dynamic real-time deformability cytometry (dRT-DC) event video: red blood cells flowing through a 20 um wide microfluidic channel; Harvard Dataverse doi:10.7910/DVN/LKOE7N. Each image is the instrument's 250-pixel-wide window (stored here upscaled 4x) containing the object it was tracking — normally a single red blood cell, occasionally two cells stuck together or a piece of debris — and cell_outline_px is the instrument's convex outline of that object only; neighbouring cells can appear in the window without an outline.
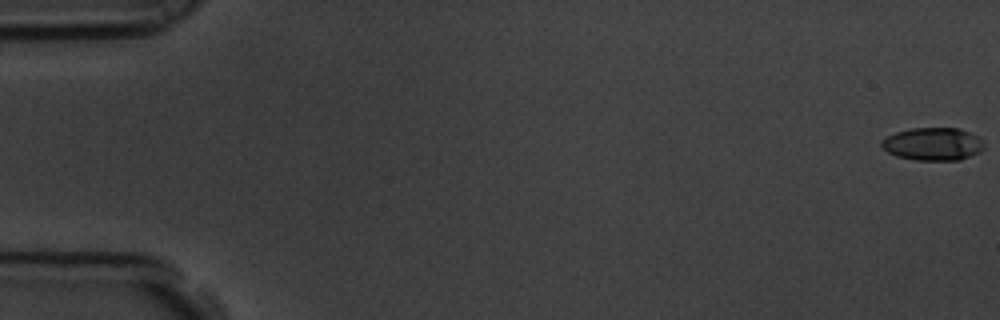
{"species": "common noctule bat (a hibernating species)", "species_latin": "Nyctalus noctula", "temperature_condition": "room temperature", "stored_images_in_passage": 59, "camera_frame_rate_fps": 3000, "um_per_image_px": 0.085, "animal": {"sex": "male", "body_mass_g": 19.5, "forearm_length_mm": 54.6}, "frame": {"image": 1, "passage_image": 1, "time_ms": 0.0, "image_size_px": [1000, 320], "cell_outline_px": [[984, 148], [980, 152], [960, 160], [916, 160], [896, 156], [888, 152], [880, 144], [880, 140], [896, 132], [912, 128], [960, 128], [984, 140]], "centroid_in_image_um": [79.31, 12.24], "position_along_channel_um": 5.7, "area_um2": 19.65}}
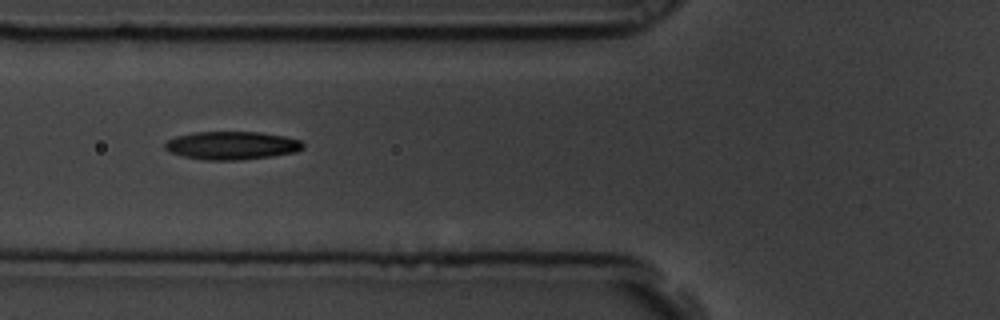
{"frame": {"image": 2, "passage_image": 23, "time_ms": 7.333, "image_size_px": [1000, 320], "cell_outline_px": [[304, 148], [296, 152], [272, 156], [236, 160], [204, 160], [184, 156], [172, 152], [164, 148], [164, 144], [168, 140], [176, 136], [192, 132], [260, 132], [284, 136], [300, 140], [304, 144]], "centroid_in_image_um": [19.72, 12.36], "position_along_channel_um": 106.1, "area_um2": 22.6}}
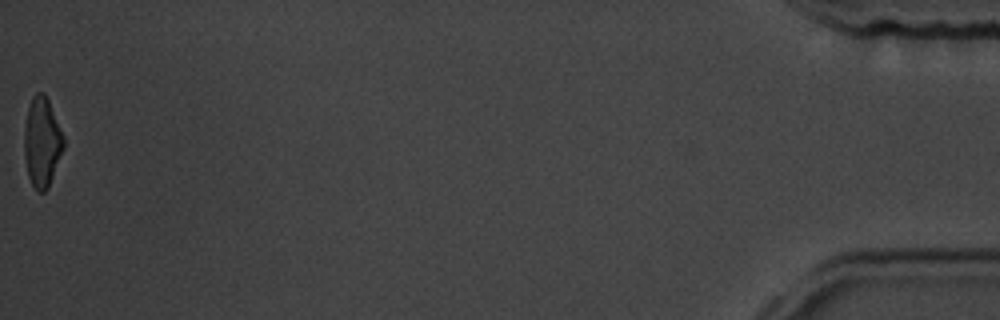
{"frame": {"image": 3, "passage_image": 59, "time_ms": 19.333, "image_size_px": [1000, 320], "cell_outline_px": [[64, 148], [48, 188], [44, 192], [36, 192], [28, 176], [24, 156], [24, 128], [28, 108], [32, 96], [36, 92], [44, 92], [48, 100], [64, 136]], "centroid_in_image_um": [3.56, 12.09], "position_along_channel_um": 431.6, "area_um2": 20.63}, "authors_computed_cell_mechanics": {"area_um2": 21.2704, "velocity_mm_per_s": 3.55, "shape_relaxation_time_tau1_ms": 4.1028, "shape_relaxation_time_tau2_ms": 3.8707, "deformation_change_tau1": 0.1418, "deformation_change_tau2": 0.1276}}